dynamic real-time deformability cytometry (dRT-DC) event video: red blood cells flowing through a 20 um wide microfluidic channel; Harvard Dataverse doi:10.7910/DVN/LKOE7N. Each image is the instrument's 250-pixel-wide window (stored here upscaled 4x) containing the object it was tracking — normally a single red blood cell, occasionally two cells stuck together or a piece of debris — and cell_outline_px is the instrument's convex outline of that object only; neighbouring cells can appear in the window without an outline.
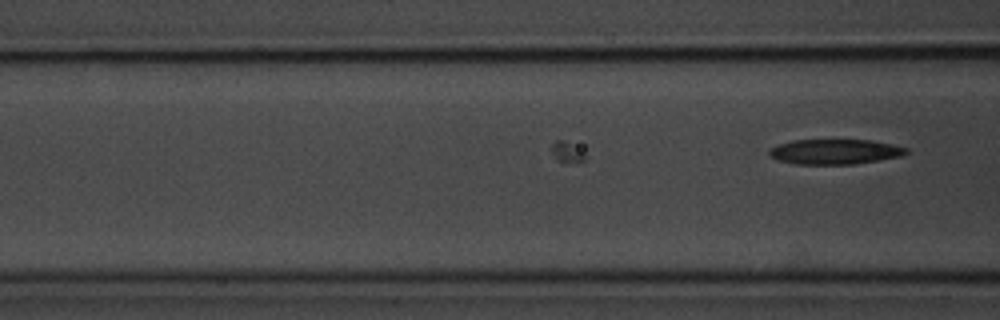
{"species": "common noctule bat (a hibernating species)", "species_latin": "Nyctalus noctula", "temperature_condition": "room temperature", "stored_images_in_passage": 8, "camera_frame_rate_fps": 3000, "um_per_image_px": 0.085, "animal": {"sex": "male", "body_mass_g": 20.1, "forearm_length_mm": 53.5}, "frame": {"image": 1, "passage_image": 8, "time_ms": 2.333, "image_size_px": [1000, 320], "cell_outline_px": [[908, 152], [900, 156], [852, 164], [796, 164], [780, 160], [772, 156], [768, 152], [772, 148], [780, 144], [792, 140], [872, 140], [892, 144], [908, 148]], "centroid_in_image_um": [70.99, 12.88], "position_along_channel_um": 95.6, "area_um2": 19.65}}